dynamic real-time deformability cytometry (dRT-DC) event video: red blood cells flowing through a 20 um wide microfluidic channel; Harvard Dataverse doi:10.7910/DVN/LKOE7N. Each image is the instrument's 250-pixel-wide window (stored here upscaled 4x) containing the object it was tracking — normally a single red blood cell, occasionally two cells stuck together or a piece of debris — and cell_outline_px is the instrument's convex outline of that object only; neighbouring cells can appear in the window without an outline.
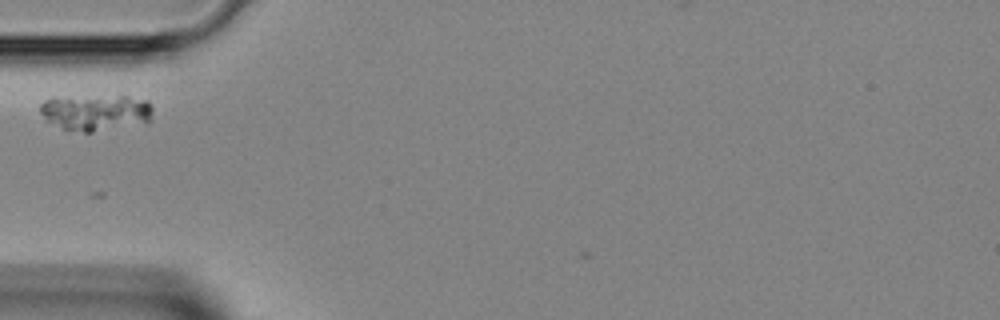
{"species": "Egyptian fruit bat (a non-hibernating species)", "species_latin": "Rousettus aegyptiacus", "temperature_condition": "room temperature", "stored_images_in_passage": 3, "camera_frame_rate_fps": 3000, "um_per_image_px": 0.085, "animal": {"sex": "female"}, "frame": {"image": 1, "passage_image": 1, "time_ms": 0.0, "image_size_px": [1000, 320], "cell_outline_px": [[152, 120], [148, 124], [92, 132], [64, 132], [44, 120], [40, 112], [40, 104], [44, 100], [52, 96], [128, 96], [148, 100], [152, 104]], "centroid_in_image_um": [8.12, 9.58], "position_along_channel_um": 76.9, "area_um2": 25.14}}